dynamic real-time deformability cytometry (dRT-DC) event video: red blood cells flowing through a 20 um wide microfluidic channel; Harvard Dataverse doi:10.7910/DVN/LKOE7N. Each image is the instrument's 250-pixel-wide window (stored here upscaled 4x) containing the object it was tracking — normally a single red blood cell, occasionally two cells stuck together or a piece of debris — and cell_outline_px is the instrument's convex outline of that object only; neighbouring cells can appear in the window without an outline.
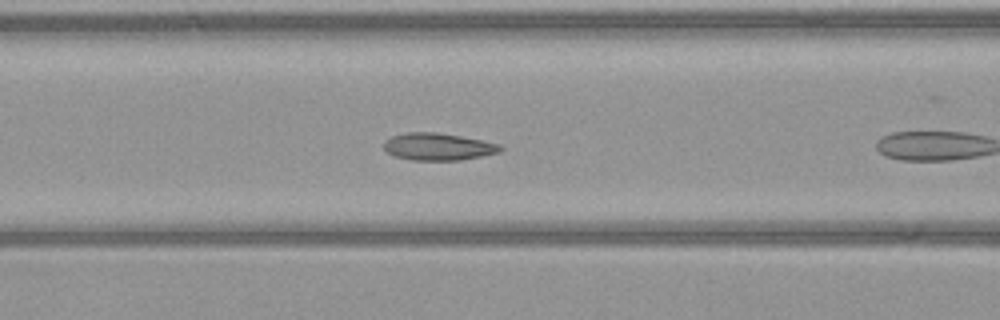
{"species": "common noctule bat (a hibernating species)", "species_latin": "Nyctalus noctula", "temperature_condition": "warm", "stored_images_in_passage": 9, "camera_frame_rate_fps": 3000, "um_per_image_px": 0.085, "animal": {"sex": "female", "body_mass_g": 21.9}, "frame": {"image": 1, "passage_image": 8, "time_ms": 2.333, "image_size_px": [1000, 320], "cell_outline_px": [[504, 148], [500, 152], [460, 160], [408, 160], [396, 156], [388, 152], [384, 148], [384, 140], [392, 136], [404, 132], [436, 132], [460, 136], [500, 144]], "centroid_in_image_um": [37.22, 12.46], "position_along_channel_um": 129.4, "area_um2": 18.44}}